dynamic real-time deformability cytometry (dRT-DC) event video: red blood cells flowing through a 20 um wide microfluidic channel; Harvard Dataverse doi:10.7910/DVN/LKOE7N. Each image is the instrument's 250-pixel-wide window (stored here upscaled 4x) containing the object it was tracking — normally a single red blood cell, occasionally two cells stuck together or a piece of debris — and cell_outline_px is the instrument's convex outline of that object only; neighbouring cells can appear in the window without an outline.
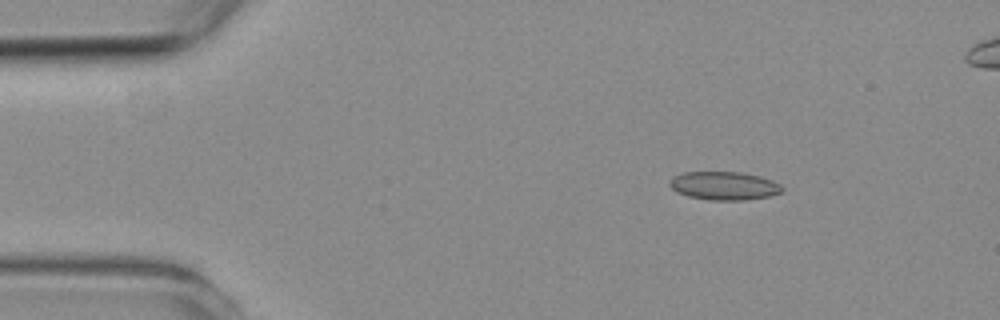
{"species": "common noctule bat (a hibernating species)", "species_latin": "Nyctalus noctula", "temperature_condition": "room temperature", "stored_images_in_passage": 4, "camera_frame_rate_fps": 3000, "um_per_image_px": 0.085, "animal": {"sex": "female", "body_mass_g": 19.3, "forearm_length_mm": 54.1}, "frame": {"image": 1, "passage_image": 1, "time_ms": 0.0, "image_size_px": [1000, 320], "cell_outline_px": [[784, 192], [768, 196], [744, 200], [712, 200], [688, 196], [676, 192], [668, 184], [668, 180], [672, 176], [684, 172], [740, 172], [760, 176], [772, 180], [780, 184], [784, 188]], "centroid_in_image_um": [61.54, 15.78], "position_along_channel_um": 23.5, "area_um2": 18.73}}